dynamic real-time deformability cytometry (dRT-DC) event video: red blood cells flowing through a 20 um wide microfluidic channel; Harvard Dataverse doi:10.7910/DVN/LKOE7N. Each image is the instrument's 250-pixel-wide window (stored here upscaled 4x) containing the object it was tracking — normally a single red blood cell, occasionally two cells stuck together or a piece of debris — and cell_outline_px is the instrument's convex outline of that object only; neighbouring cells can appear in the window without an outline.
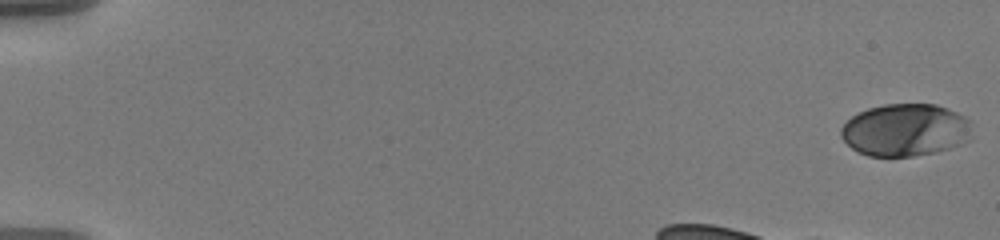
{"species": "human", "species_latin": "Homo sapiens", "temperature_condition": "warm", "stored_images_in_passage": 18, "camera_frame_rate_fps": 3000, "um_per_image_px": 0.085, "donor": {"sex": "male"}, "frame": {"image": 1, "passage_image": 1, "time_ms": 0.0, "image_size_px": [1000, 240], "cell_outline_px": [[972, 140], [936, 152], [912, 156], [868, 156], [856, 152], [840, 136], [840, 128], [852, 116], [868, 108], [884, 104], [936, 104], [948, 108], [964, 116], [972, 124]], "centroid_in_image_um": [76.97, 11.05], "position_along_channel_um": 8.0, "area_um2": 40.34}}
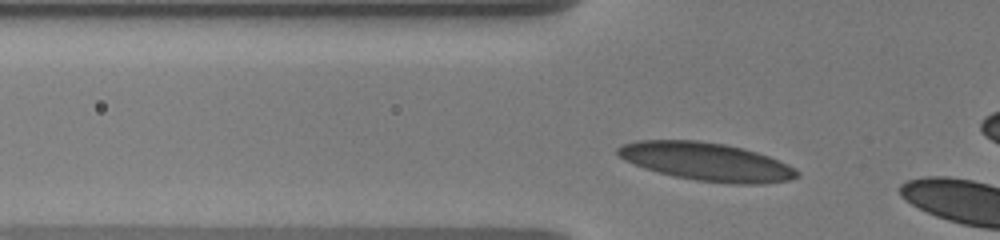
{"frame": {"image": 2, "passage_image": 14, "time_ms": 4.333, "image_size_px": [1000, 240], "cell_outline_px": [[800, 176], [788, 180], [760, 184], [728, 184], [696, 180], [676, 176], [644, 168], [624, 160], [616, 152], [616, 148], [620, 144], [636, 140], [700, 140], [724, 144], [744, 148], [768, 156], [788, 164], [800, 172]], "centroid_in_image_um": [60.04, 13.73], "position_along_channel_um": 65.8, "area_um2": 39.94}}
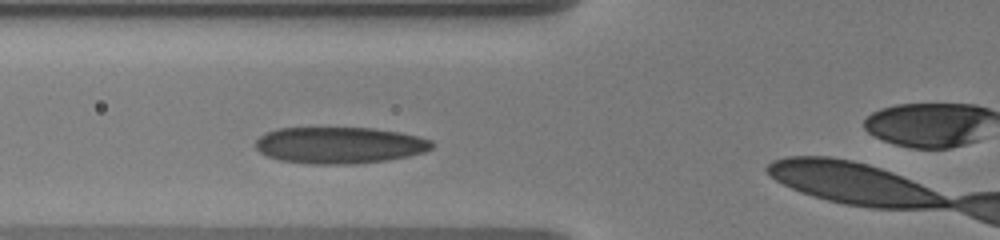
{"frame": {"image": 3, "passage_image": 17, "time_ms": 5.333, "image_size_px": [1000, 240], "cell_outline_px": [[432, 148], [424, 152], [408, 156], [388, 160], [352, 164], [312, 164], [280, 160], [268, 156], [260, 152], [252, 144], [264, 132], [276, 128], [372, 128], [400, 132], [432, 140]], "centroid_in_image_um": [28.81, 12.34], "position_along_channel_um": 97.0, "area_um2": 37.69}}